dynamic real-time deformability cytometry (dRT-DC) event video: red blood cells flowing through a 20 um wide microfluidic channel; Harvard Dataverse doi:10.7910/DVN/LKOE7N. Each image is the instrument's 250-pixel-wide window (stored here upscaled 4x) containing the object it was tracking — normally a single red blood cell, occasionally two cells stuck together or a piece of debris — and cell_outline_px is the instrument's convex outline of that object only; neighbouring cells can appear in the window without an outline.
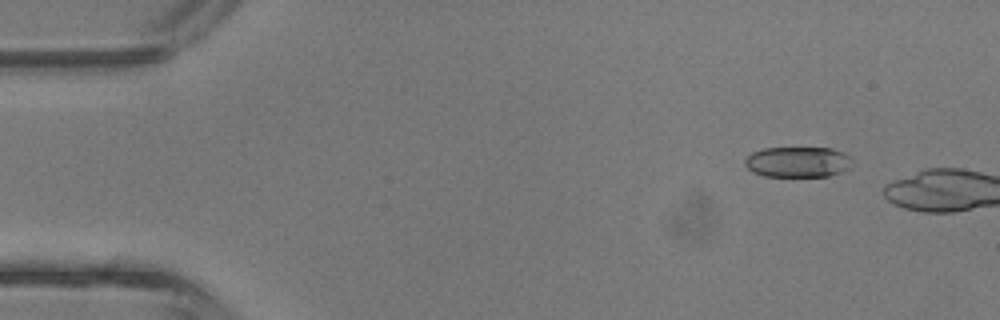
{"species": "common noctule bat (a hibernating species)", "species_latin": "Nyctalus noctula", "temperature_condition": "room temperature", "stored_images_in_passage": 4, "camera_frame_rate_fps": 3000, "um_per_image_px": 0.085, "animal": {"sex": "male", "body_mass_g": 13.3}, "frame": {"image": 1, "passage_image": 2, "time_ms": 0.333, "image_size_px": [1000, 320], "cell_outline_px": [[852, 160], [848, 168], [840, 172], [828, 176], [764, 176], [752, 172], [744, 164], [744, 160], [752, 152], [764, 148], [832, 148], [844, 152], [852, 156]], "centroid_in_image_um": [67.81, 13.76], "position_along_channel_um": 17.2, "area_um2": 19.19}}